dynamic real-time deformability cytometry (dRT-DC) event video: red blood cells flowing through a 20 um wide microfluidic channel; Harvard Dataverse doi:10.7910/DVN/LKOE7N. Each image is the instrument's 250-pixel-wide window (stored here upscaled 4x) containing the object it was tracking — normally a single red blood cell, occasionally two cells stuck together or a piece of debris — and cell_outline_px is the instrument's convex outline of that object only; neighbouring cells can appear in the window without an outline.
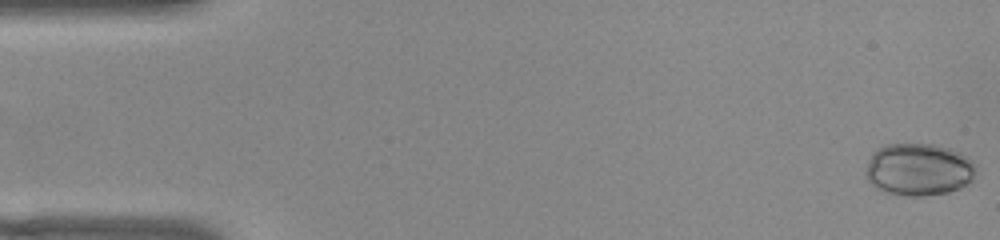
{"species": "common noctule bat (a hibernating species)", "species_latin": "Nyctalus noctula", "temperature_condition": "warm", "stored_images_in_passage": 53, "camera_frame_rate_fps": 3000, "um_per_image_px": 0.085, "animal": {"sex": "female", "body_mass_g": 22.0, "forearm_length_mm": 56.7}, "frame": {"image": 1, "passage_image": 1, "time_ms": 0.0, "image_size_px": [1000, 240], "cell_outline_px": [[972, 180], [960, 188], [948, 192], [924, 196], [904, 196], [884, 192], [872, 184], [868, 180], [868, 164], [872, 152], [888, 144], [932, 144], [948, 148], [972, 160]], "centroid_in_image_um": [78.06, 14.42], "position_along_channel_um": 6.9, "area_um2": 32.95}}
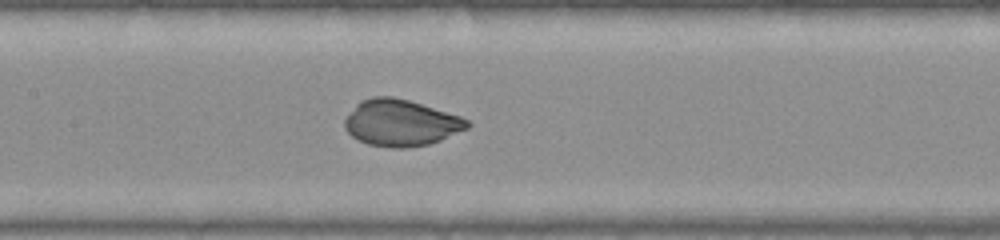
{"frame": {"image": 2, "passage_image": 25, "time_ms": 8.0, "image_size_px": [1000, 240], "cell_outline_px": [[472, 124], [468, 128], [440, 140], [428, 144], [404, 148], [392, 148], [368, 144], [352, 136], [344, 128], [344, 120], [356, 104], [360, 100], [372, 96], [392, 96], [408, 100], [460, 116], [468, 120]], "centroid_in_image_um": [34.06, 10.43], "position_along_channel_um": 173.3, "area_um2": 33.06}}
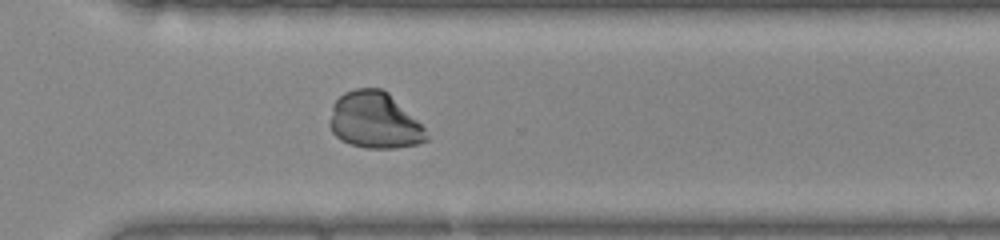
{"frame": {"image": 3, "passage_image": 38, "time_ms": 12.333, "image_size_px": [1000, 240], "cell_outline_px": [[428, 140], [420, 144], [396, 148], [364, 148], [340, 140], [332, 132], [328, 124], [332, 104], [344, 92], [356, 88], [384, 88], [424, 128], [428, 136]], "centroid_in_image_um": [31.8, 10.24], "position_along_channel_um": 338.8, "area_um2": 31.85}}